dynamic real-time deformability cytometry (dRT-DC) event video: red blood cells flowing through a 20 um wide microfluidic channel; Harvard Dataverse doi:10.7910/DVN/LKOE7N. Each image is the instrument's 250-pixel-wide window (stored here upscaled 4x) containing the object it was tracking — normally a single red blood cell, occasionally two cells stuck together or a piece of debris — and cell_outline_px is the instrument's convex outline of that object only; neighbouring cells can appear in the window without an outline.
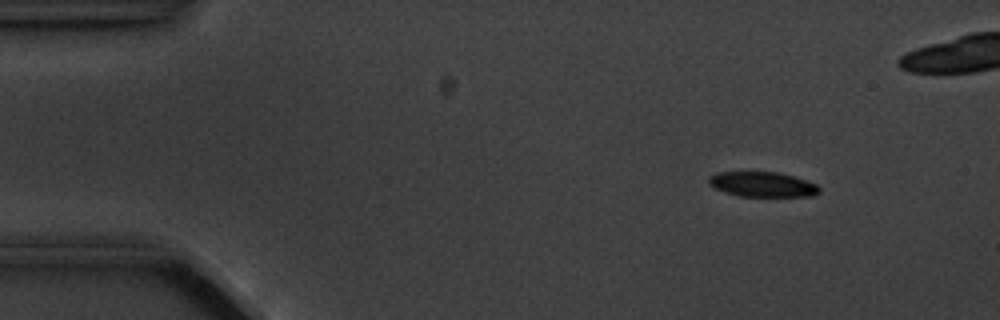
{"species": "common noctule bat (a hibernating species)", "species_latin": "Nyctalus noctula", "temperature_condition": "cold", "stored_images_in_passage": 5, "camera_frame_rate_fps": 3000, "um_per_image_px": 0.085, "animal": {"sex": "male", "body_mass_g": 20.1, "forearm_length_mm": 53.5}, "frame": {"image": 1, "passage_image": 1, "time_ms": 0.0, "image_size_px": [1000, 320], "cell_outline_px": [[820, 192], [812, 196], [740, 196], [724, 192], [708, 184], [708, 176], [716, 172], [780, 172], [816, 184], [820, 188]], "centroid_in_image_um": [64.78, 15.67], "position_along_channel_um": 20.2, "area_um2": 16.07}}